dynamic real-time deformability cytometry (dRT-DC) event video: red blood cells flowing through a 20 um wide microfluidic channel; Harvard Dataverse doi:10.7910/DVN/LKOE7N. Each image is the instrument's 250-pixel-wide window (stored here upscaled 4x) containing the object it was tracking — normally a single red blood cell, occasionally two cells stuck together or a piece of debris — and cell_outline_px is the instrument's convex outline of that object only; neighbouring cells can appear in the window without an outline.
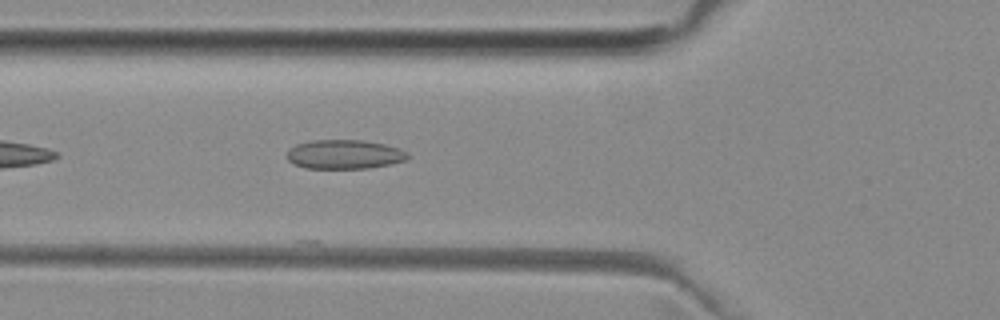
{"species": "common noctule bat (a hibernating species)", "species_latin": "Nyctalus noctula", "temperature_condition": "room temperature", "stored_images_in_passage": 37, "camera_frame_rate_fps": 3000, "um_per_image_px": 0.085, "animal": {"sex": "female", "body_mass_g": 29.2, "forearm_length_mm": 56.3}, "frame": {"image": 1, "passage_image": 4, "time_ms": 1.0, "image_size_px": [1000, 320], "cell_outline_px": [[408, 160], [392, 164], [368, 168], [308, 168], [296, 164], [288, 160], [288, 152], [296, 144], [312, 140], [364, 140], [384, 144], [400, 148], [408, 156]], "centroid_in_image_um": [29.32, 13.12], "position_along_channel_um": 96.5, "area_um2": 20.35}}
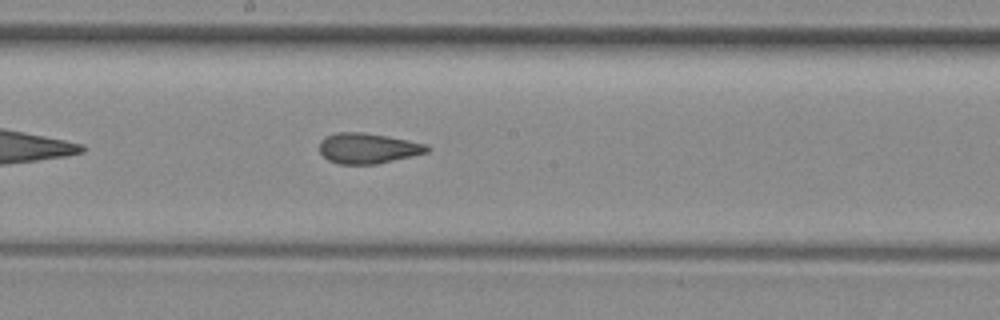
{"frame": {"image": 2, "passage_image": 13, "time_ms": 4.0, "image_size_px": [1000, 320], "cell_outline_px": [[432, 148], [428, 152], [376, 164], [340, 164], [328, 160], [320, 152], [320, 140], [336, 132], [364, 132], [388, 136], [428, 144]], "centroid_in_image_um": [31.29, 12.59], "position_along_channel_um": 216.9, "area_um2": 19.07}}
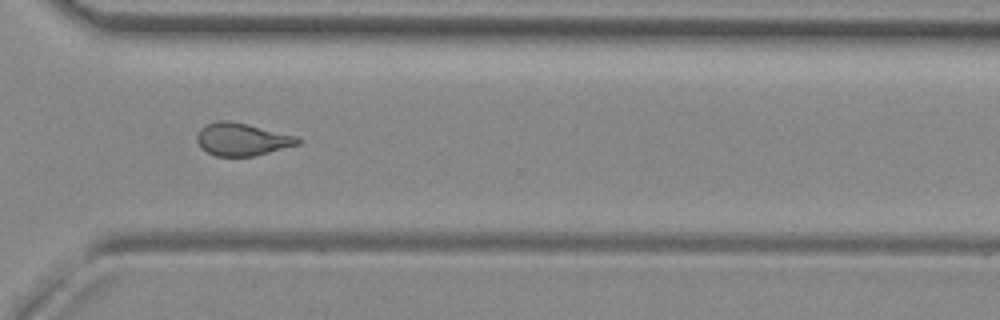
{"frame": {"image": 3, "passage_image": 23, "time_ms": 7.333, "image_size_px": [1000, 320], "cell_outline_px": [[304, 140], [300, 144], [252, 156], [216, 156], [200, 148], [196, 140], [196, 136], [200, 128], [216, 120], [228, 120], [248, 124], [300, 136]], "centroid_in_image_um": [20.6, 11.83], "position_along_channel_um": 350.0, "area_um2": 19.42}, "authors_computed_cell_mechanics": {"area_um2": 19.1896, "velocity_mm_per_s": 3.9901, "shape_relaxation_time_tau1_ms": null, "shape_relaxation_time_tau2_ms": 1.1669, "deformation_change_tau1": null, "deformation_change_tau2": 0.0755}}